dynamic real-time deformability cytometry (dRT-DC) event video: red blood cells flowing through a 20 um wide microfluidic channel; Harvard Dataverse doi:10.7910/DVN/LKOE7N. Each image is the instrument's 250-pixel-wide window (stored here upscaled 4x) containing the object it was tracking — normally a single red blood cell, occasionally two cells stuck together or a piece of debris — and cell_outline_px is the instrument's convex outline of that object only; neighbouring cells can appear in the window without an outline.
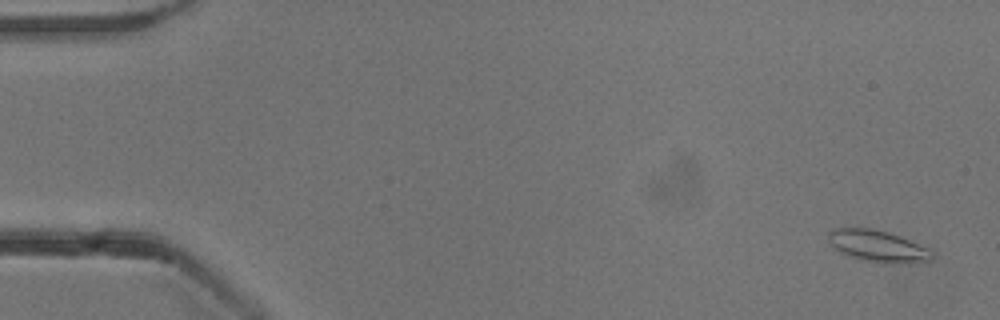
{"species": "common noctule bat (a hibernating species)", "species_latin": "Nyctalus noctula", "temperature_condition": "cold", "stored_images_in_passage": 54, "camera_frame_rate_fps": 3000, "um_per_image_px": 0.085, "animal": {"sex": "male", "body_mass_g": 13.3}, "frame": {"image": 1, "passage_image": 3, "time_ms": 0.667, "image_size_px": [1000, 320], "cell_outline_px": [[932, 260], [908, 264], [884, 264], [856, 260], [840, 252], [828, 240], [828, 232], [832, 228], [872, 228], [888, 232], [900, 236], [928, 248], [932, 256]], "centroid_in_image_um": [74.59, 20.94], "position_along_channel_um": 10.4, "area_um2": 19.48}}
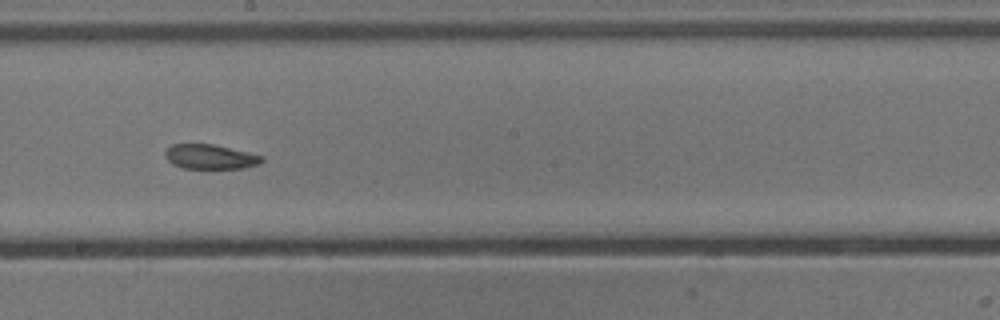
{"frame": {"image": 2, "passage_image": 31, "time_ms": 10.0, "image_size_px": [1000, 320], "cell_outline_px": [[264, 160], [260, 164], [244, 168], [184, 168], [172, 164], [164, 156], [164, 152], [172, 144], [212, 144], [264, 156]], "centroid_in_image_um": [17.87, 13.33], "position_along_channel_um": 230.3, "area_um2": 13.81}}
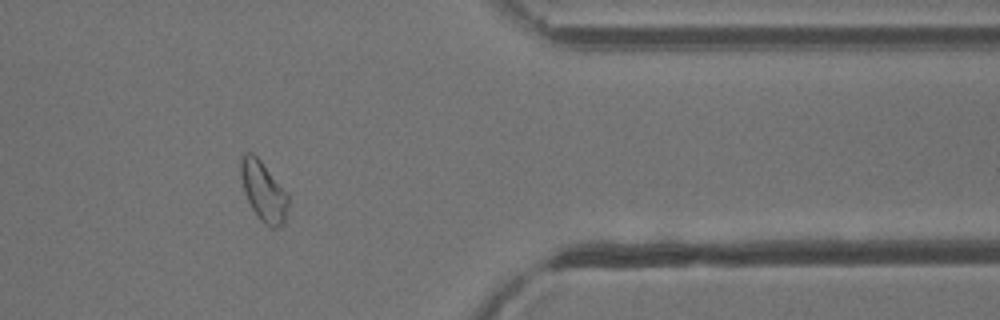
{"frame": {"image": 3, "passage_image": 45, "time_ms": 14.667, "image_size_px": [1000, 320], "cell_outline_px": [[288, 204], [284, 224], [276, 228], [272, 228], [264, 224], [260, 220], [252, 208], [244, 192], [240, 176], [240, 160], [244, 152], [252, 152], [260, 160], [288, 192]], "centroid_in_image_um": [22.39, 16.25], "position_along_channel_um": 389.0, "area_um2": 16.65}, "authors_computed_cell_mechanics": {"area_um2": 16.0973, "velocity_mm_per_s": 3.8282, "shape_relaxation_time_tau1_ms": null, "shape_relaxation_time_tau2_ms": 5.1424, "deformation_change_tau1": null, "deformation_change_tau2": 0.1083}}